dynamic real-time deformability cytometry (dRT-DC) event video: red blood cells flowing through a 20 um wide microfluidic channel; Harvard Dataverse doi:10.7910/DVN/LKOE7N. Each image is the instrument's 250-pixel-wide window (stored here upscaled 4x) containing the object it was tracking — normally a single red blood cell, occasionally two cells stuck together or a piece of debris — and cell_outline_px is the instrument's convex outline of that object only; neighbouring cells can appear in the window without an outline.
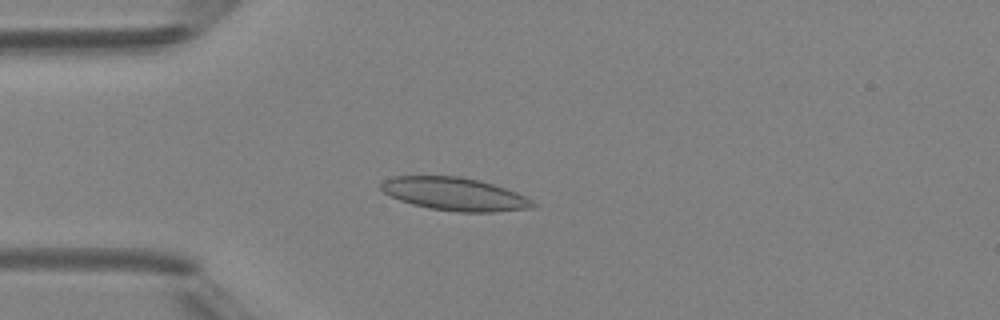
{"species": "Egyptian fruit bat (a non-hibernating species)", "species_latin": "Rousettus aegyptiacus", "temperature_condition": "room temperature", "stored_images_in_passage": 4, "camera_frame_rate_fps": 3000, "um_per_image_px": 0.085, "animal": {"sex": "female"}, "frame": {"image": 1, "passage_image": 4, "time_ms": 3.333, "image_size_px": [1000, 320], "cell_outline_px": [[536, 204], [532, 208], [492, 212], [460, 212], [432, 208], [412, 204], [400, 200], [384, 192], [380, 188], [380, 184], [384, 180], [392, 176], [460, 176], [492, 184], [516, 192], [532, 200]], "centroid_in_image_um": [38.63, 16.49], "position_along_channel_um": 46.4, "area_um2": 28.84}}